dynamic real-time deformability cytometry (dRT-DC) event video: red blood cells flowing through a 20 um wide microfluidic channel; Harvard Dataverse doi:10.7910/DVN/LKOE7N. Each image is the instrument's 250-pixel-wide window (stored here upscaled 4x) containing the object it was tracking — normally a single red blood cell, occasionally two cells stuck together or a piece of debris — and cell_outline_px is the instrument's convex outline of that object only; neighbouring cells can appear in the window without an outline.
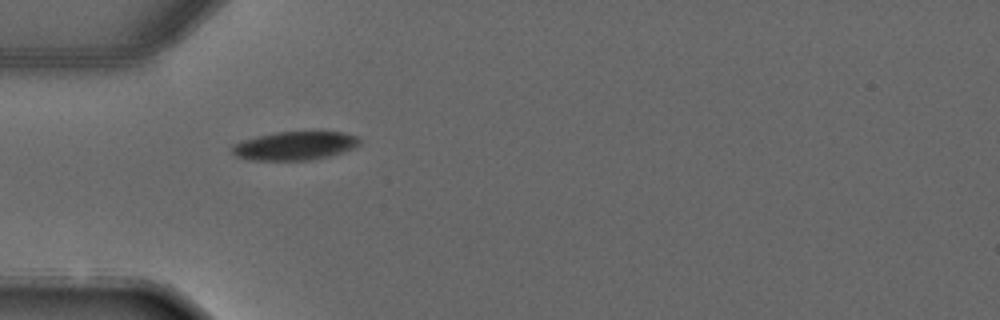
{"species": "common noctule bat (a hibernating species)", "species_latin": "Nyctalus noctula", "temperature_condition": "warm", "stored_images_in_passage": 2, "camera_frame_rate_fps": 3000, "um_per_image_px": 0.085, "animal": {"sex": "male", "forearm_length_mm": 52.5}, "frame": {"image": 1, "passage_image": 1, "time_ms": 0.0, "image_size_px": [1000, 320], "cell_outline_px": [[360, 144], [352, 148], [328, 156], [312, 160], [248, 160], [236, 156], [232, 152], [232, 144], [244, 140], [276, 132], [344, 132], [360, 136]], "centroid_in_image_um": [25.07, 12.39], "position_along_channel_um": 59.9, "area_um2": 21.1}}